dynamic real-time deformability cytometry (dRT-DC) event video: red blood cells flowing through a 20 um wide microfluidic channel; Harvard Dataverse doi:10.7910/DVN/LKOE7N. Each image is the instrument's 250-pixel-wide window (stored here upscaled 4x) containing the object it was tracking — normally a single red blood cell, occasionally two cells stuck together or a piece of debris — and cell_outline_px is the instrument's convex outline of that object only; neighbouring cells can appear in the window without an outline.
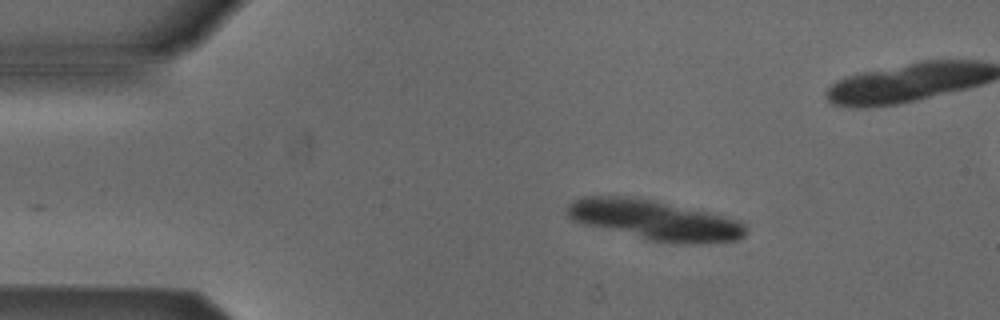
{"species": "Egyptian fruit bat (a non-hibernating species)", "species_latin": "Rousettus aegyptiacus", "temperature_condition": "cold", "stored_images_in_passage": 6, "camera_frame_rate_fps": 3000, "um_per_image_px": 0.085, "animal": {"sex": "male"}, "frame": {"image": 1, "passage_image": 3, "time_ms": 2.333, "image_size_px": [1000, 320], "cell_outline_px": [[748, 232], [740, 240], [696, 244], [676, 244], [644, 240], [584, 224], [572, 220], [564, 216], [564, 208], [572, 200], [584, 196], [624, 196], [652, 200], [740, 220], [748, 228]], "centroid_in_image_um": [55.6, 18.73], "position_along_channel_um": 29.4, "area_um2": 42.08}}